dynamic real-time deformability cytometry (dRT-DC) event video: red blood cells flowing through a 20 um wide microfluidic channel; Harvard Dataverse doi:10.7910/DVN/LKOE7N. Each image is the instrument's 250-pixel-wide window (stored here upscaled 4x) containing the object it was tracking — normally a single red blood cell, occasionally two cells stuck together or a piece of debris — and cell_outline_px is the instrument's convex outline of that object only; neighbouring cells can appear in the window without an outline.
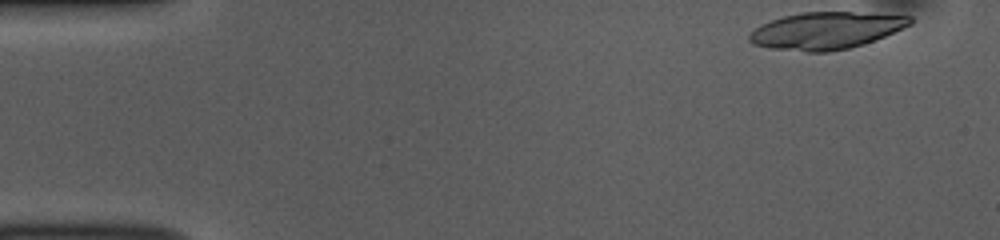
{"species": "common noctule bat (a hibernating species)", "species_latin": "Nyctalus noctula", "temperature_condition": "room temperature", "stored_images_in_passage": 48, "camera_frame_rate_fps": 3000, "um_per_image_px": 0.085, "animal": {"sex": "female", "body_mass_g": 10.0, "forearm_length_mm": 53.1}, "frame": {"image": 1, "passage_image": 1, "time_ms": 0.0, "image_size_px": [1000, 240], "cell_outline_px": [[912, 24], [884, 36], [864, 44], [848, 48], [828, 52], [808, 52], [768, 48], [752, 44], [748, 40], [748, 36], [756, 28], [772, 20], [784, 16], [800, 12], [852, 12], [912, 16]], "centroid_in_image_um": [70.2, 2.6], "position_along_channel_um": 14.8, "area_um2": 34.51}}
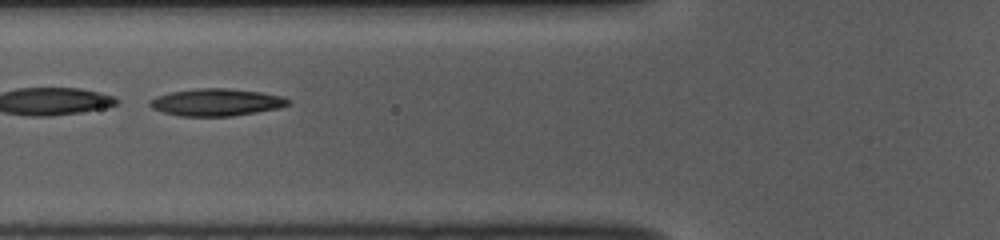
{"frame": {"image": 2, "passage_image": 17, "time_ms": 5.333, "image_size_px": [1000, 240], "cell_outline_px": [[288, 104], [276, 108], [256, 112], [232, 116], [180, 116], [164, 112], [152, 108], [148, 104], [148, 100], [156, 96], [172, 92], [196, 88], [224, 88], [260, 92], [280, 96], [288, 100]], "centroid_in_image_um": [18.31, 8.69], "position_along_channel_um": 107.5, "area_um2": 21.62}}
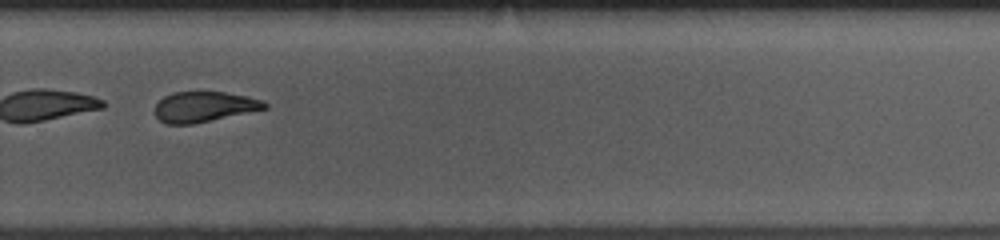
{"frame": {"image": 3, "passage_image": 33, "time_ms": 10.667, "image_size_px": [1000, 240], "cell_outline_px": [[268, 108], [192, 124], [168, 124], [160, 120], [152, 112], [156, 104], [164, 96], [172, 92], [224, 92], [244, 96], [260, 100], [268, 104]], "centroid_in_image_um": [17.29, 9.08], "position_along_channel_um": 312.5, "area_um2": 19.25}, "authors_computed_cell_mechanics": {"area_um2": 28.4954, "velocity_mm_per_s": 3.8415, "shape_relaxation_time_tau1_ms": 1.2979, "shape_relaxation_time_tau2_ms": 3.8196, "deformation_change_tau1": 0.2734, "deformation_change_tau2": 0.125}}